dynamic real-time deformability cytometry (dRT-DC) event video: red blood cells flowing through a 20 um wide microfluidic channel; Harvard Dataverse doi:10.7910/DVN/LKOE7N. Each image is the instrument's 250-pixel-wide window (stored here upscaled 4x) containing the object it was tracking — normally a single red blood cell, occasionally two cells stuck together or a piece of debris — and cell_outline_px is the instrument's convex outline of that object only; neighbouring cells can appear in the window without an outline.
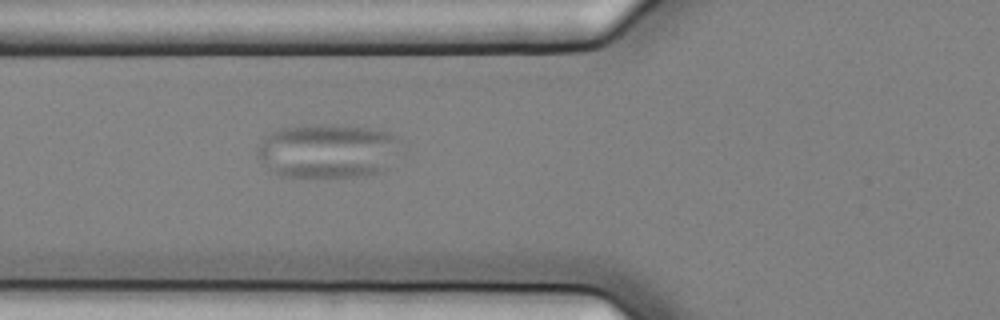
{"species": "common noctule bat (a hibernating species)", "species_latin": "Nyctalus noctula", "temperature_condition": "cold", "stored_images_in_passage": 7, "camera_frame_rate_fps": 3000, "um_per_image_px": 0.085, "animal": {"sex": "female", "body_mass_g": 25.1}, "frame": {"image": 1, "passage_image": 7, "time_ms": 2.0, "image_size_px": [1000, 320], "cell_outline_px": [[408, 140], [404, 152], [388, 168], [380, 172], [368, 176], [276, 176], [256, 156], [256, 148], [272, 132], [280, 128], [312, 124], [332, 124], [368, 128], [388, 132]], "centroid_in_image_um": [28.01, 12.82], "position_along_channel_um": 97.8, "area_um2": 46.64}}